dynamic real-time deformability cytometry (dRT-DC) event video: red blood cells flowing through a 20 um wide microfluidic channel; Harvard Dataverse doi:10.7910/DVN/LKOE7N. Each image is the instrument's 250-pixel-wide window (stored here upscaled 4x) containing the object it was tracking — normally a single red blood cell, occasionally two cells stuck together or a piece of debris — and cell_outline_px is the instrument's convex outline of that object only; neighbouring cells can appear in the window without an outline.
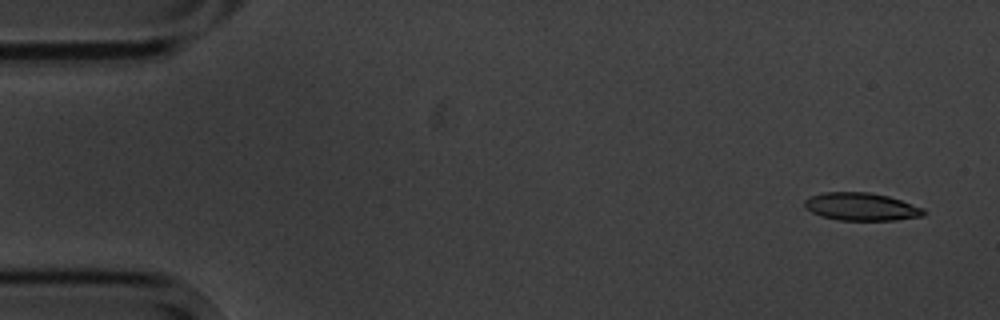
{"species": "common noctule bat (a hibernating species)", "species_latin": "Nyctalus noctula", "temperature_condition": "cold", "stored_images_in_passage": 5, "camera_frame_rate_fps": 3000, "um_per_image_px": 0.085, "animal": {"sex": "male", "body_mass_g": 20.1, "forearm_length_mm": 53.5}, "frame": {"image": 1, "passage_image": 1, "time_ms": 0.0, "image_size_px": [1000, 320], "cell_outline_px": [[928, 212], [924, 216], [896, 220], [840, 220], [824, 216], [812, 212], [804, 208], [804, 200], [812, 196], [824, 192], [868, 192], [888, 196], [924, 208]], "centroid_in_image_um": [73.24, 17.57], "position_along_channel_um": 11.8, "area_um2": 19.25}}